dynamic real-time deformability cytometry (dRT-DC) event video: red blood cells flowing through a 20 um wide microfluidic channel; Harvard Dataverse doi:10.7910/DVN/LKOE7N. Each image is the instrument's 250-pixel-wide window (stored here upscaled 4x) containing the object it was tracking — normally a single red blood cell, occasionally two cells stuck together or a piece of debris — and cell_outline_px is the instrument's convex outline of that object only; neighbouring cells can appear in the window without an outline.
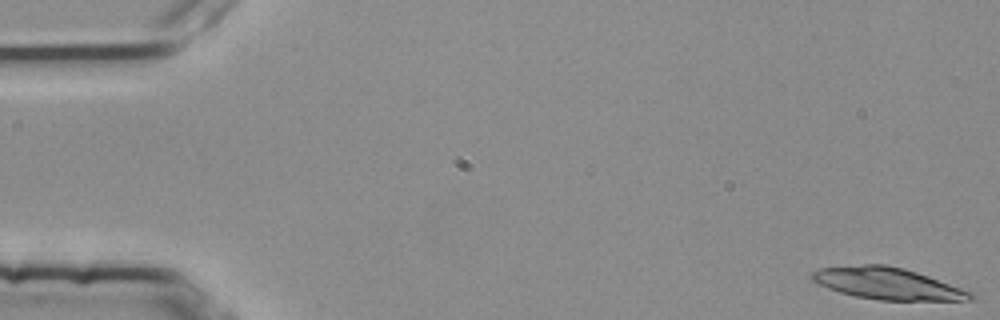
{"species": "common noctule bat (a hibernating species)", "species_latin": "Nyctalus noctula", "temperature_condition": "room temperature", "stored_images_in_passage": 6, "camera_frame_rate_fps": 3000, "um_per_image_px": 0.085, "animal": {"sex": "female", "body_mass_g": 25.1}, "frame": {"image": 1, "passage_image": 1, "time_ms": 0.0, "image_size_px": [1000, 320], "cell_outline_px": [[976, 300], [880, 300], [856, 296], [840, 292], [828, 288], [812, 280], [812, 272], [820, 268], [864, 264], [884, 264], [904, 268], [976, 292]], "centroid_in_image_um": [75.52, 24.1], "position_along_channel_um": 9.5, "area_um2": 29.3}}
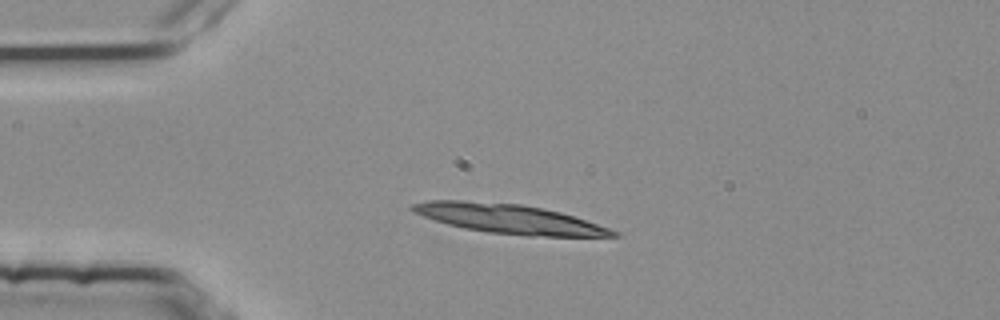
{"frame": {"image": 2, "passage_image": 4, "time_ms": 1.0, "image_size_px": [1000, 320], "cell_outline_px": [[616, 236], [528, 236], [488, 232], [464, 228], [448, 224], [412, 212], [408, 208], [408, 204], [428, 200], [460, 200], [520, 204], [560, 212], [608, 228], [616, 232]], "centroid_in_image_um": [43.15, 18.59], "position_along_channel_um": 41.9, "area_um2": 33.76}}